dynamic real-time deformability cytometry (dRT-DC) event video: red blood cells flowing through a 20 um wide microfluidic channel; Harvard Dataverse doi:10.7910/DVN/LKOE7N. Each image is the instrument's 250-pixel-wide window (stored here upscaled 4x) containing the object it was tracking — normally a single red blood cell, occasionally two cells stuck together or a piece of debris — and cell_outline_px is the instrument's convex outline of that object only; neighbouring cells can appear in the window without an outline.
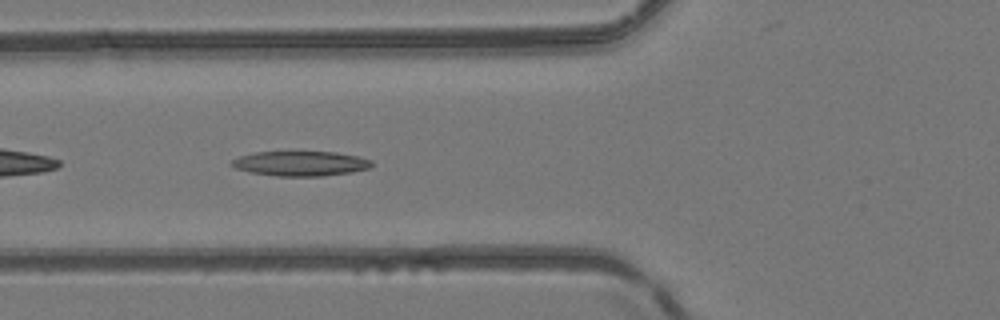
{"species": "common noctule bat (a hibernating species)", "species_latin": "Nyctalus noctula", "temperature_condition": "room temperature", "stored_images_in_passage": 36, "camera_frame_rate_fps": 3000, "um_per_image_px": 0.085, "animal": {"sex": "female", "body_mass_g": 24.6, "forearm_length_mm": 56.2}, "frame": {"image": 1, "passage_image": 4, "time_ms": 1.0, "image_size_px": [1000, 320], "cell_outline_px": [[372, 164], [368, 168], [352, 172], [320, 176], [276, 176], [248, 172], [236, 168], [228, 164], [232, 160], [240, 156], [256, 152], [336, 152], [356, 156], [372, 160]], "centroid_in_image_um": [25.51, 13.9], "position_along_channel_um": 100.3, "area_um2": 20.17}}
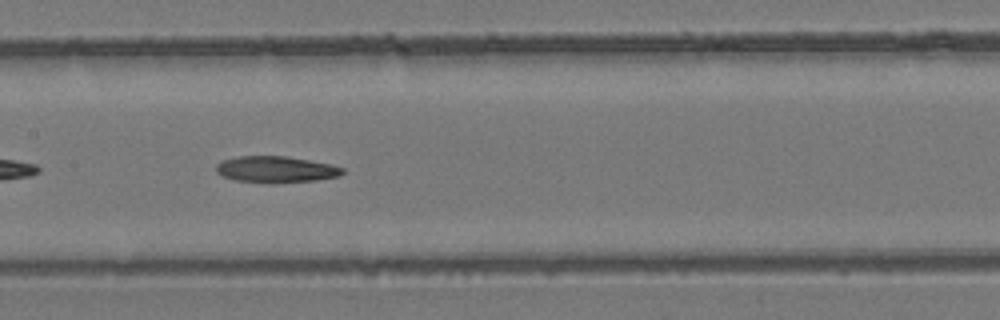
{"frame": {"image": 2, "passage_image": 10, "time_ms": 3.0, "image_size_px": [1000, 320], "cell_outline_px": [[344, 172], [340, 176], [316, 180], [272, 184], [236, 180], [224, 176], [216, 172], [216, 164], [224, 160], [236, 156], [284, 156], [332, 164], [344, 168]], "centroid_in_image_um": [23.47, 14.41], "position_along_channel_um": 183.9, "area_um2": 19.54}}
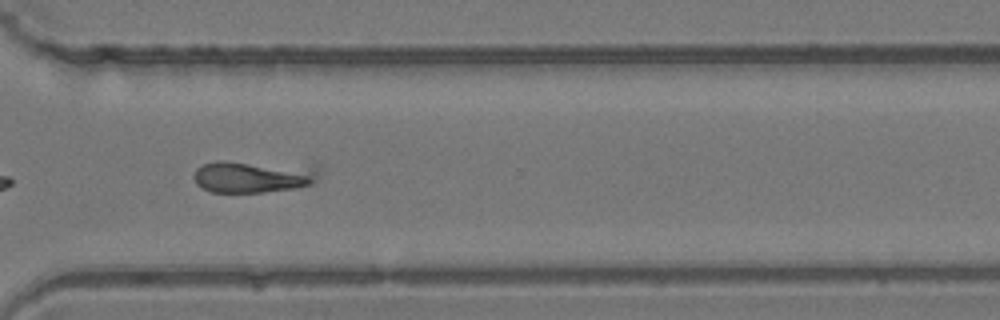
{"frame": {"image": 3, "passage_image": 22, "time_ms": 7.0, "image_size_px": [1000, 320], "cell_outline_px": [[316, 180], [312, 184], [292, 188], [264, 192], [212, 192], [196, 184], [192, 176], [196, 168], [204, 164], [216, 160], [224, 160], [316, 164]], "centroid_in_image_um": [21.52, 14.96], "position_along_channel_um": 349.1, "area_um2": 24.1}}